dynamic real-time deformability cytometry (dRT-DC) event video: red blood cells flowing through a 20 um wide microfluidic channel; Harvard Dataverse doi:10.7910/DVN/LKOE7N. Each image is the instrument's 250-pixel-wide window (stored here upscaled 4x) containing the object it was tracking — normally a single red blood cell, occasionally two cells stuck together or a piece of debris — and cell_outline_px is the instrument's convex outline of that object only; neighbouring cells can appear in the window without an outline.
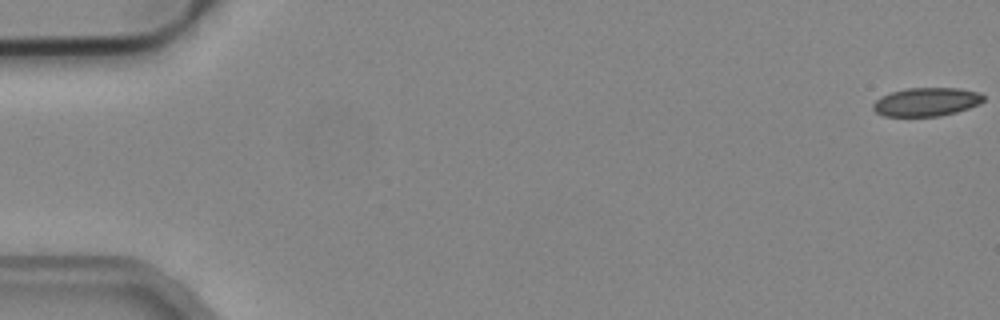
{"species": "common noctule bat (a hibernating species)", "species_latin": "Nyctalus noctula", "temperature_condition": "cold", "stored_images_in_passage": 10, "camera_frame_rate_fps": 3000, "um_per_image_px": 0.085, "animal": {"sex": "male", "body_mass_g": 19.2, "forearm_length_mm": 51.8}, "frame": {"image": 1, "passage_image": 1, "time_ms": 0.0, "image_size_px": [1000, 320], "cell_outline_px": [[984, 100], [980, 104], [956, 112], [940, 116], [884, 116], [876, 112], [872, 108], [872, 104], [880, 96], [904, 88], [960, 88], [980, 92], [984, 96]], "centroid_in_image_um": [78.75, 8.65], "position_along_channel_um": 6.3, "area_um2": 18.5}}